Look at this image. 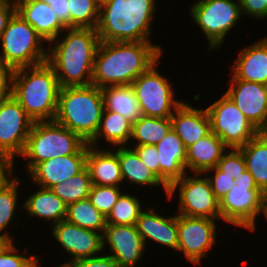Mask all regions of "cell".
Segmentation results:
<instances>
[{"label":"cell","mask_w":267,"mask_h":267,"mask_svg":"<svg viewBox=\"0 0 267 267\" xmlns=\"http://www.w3.org/2000/svg\"><path fill=\"white\" fill-rule=\"evenodd\" d=\"M70 27L113 29L117 24L98 5L97 0H68Z\"/></svg>","instance_id":"cell-28"},{"label":"cell","mask_w":267,"mask_h":267,"mask_svg":"<svg viewBox=\"0 0 267 267\" xmlns=\"http://www.w3.org/2000/svg\"><path fill=\"white\" fill-rule=\"evenodd\" d=\"M132 121L121 114L104 110L95 137L88 143L97 148V143L103 138L114 147L128 146L132 133Z\"/></svg>","instance_id":"cell-29"},{"label":"cell","mask_w":267,"mask_h":267,"mask_svg":"<svg viewBox=\"0 0 267 267\" xmlns=\"http://www.w3.org/2000/svg\"><path fill=\"white\" fill-rule=\"evenodd\" d=\"M34 121L14 99L6 98L0 105V158L21 156Z\"/></svg>","instance_id":"cell-12"},{"label":"cell","mask_w":267,"mask_h":267,"mask_svg":"<svg viewBox=\"0 0 267 267\" xmlns=\"http://www.w3.org/2000/svg\"><path fill=\"white\" fill-rule=\"evenodd\" d=\"M172 129L170 118L148 117L142 115L132 123V133L130 141L134 139L137 144L156 145Z\"/></svg>","instance_id":"cell-32"},{"label":"cell","mask_w":267,"mask_h":267,"mask_svg":"<svg viewBox=\"0 0 267 267\" xmlns=\"http://www.w3.org/2000/svg\"><path fill=\"white\" fill-rule=\"evenodd\" d=\"M155 1L97 0V3L116 24H141L154 17Z\"/></svg>","instance_id":"cell-25"},{"label":"cell","mask_w":267,"mask_h":267,"mask_svg":"<svg viewBox=\"0 0 267 267\" xmlns=\"http://www.w3.org/2000/svg\"><path fill=\"white\" fill-rule=\"evenodd\" d=\"M265 218L267 220V195H266V206H265Z\"/></svg>","instance_id":"cell-51"},{"label":"cell","mask_w":267,"mask_h":267,"mask_svg":"<svg viewBox=\"0 0 267 267\" xmlns=\"http://www.w3.org/2000/svg\"><path fill=\"white\" fill-rule=\"evenodd\" d=\"M44 42L36 30L15 12L0 37V60L14 69L44 63L48 50L43 46Z\"/></svg>","instance_id":"cell-6"},{"label":"cell","mask_w":267,"mask_h":267,"mask_svg":"<svg viewBox=\"0 0 267 267\" xmlns=\"http://www.w3.org/2000/svg\"><path fill=\"white\" fill-rule=\"evenodd\" d=\"M114 152L118 155L121 175L124 180L131 184L140 186H163L165 193L168 194V188L165 184L153 174L140 160L139 156L132 147L118 146Z\"/></svg>","instance_id":"cell-27"},{"label":"cell","mask_w":267,"mask_h":267,"mask_svg":"<svg viewBox=\"0 0 267 267\" xmlns=\"http://www.w3.org/2000/svg\"><path fill=\"white\" fill-rule=\"evenodd\" d=\"M59 90L56 73L47 62L14 71L12 96L34 122L54 120Z\"/></svg>","instance_id":"cell-3"},{"label":"cell","mask_w":267,"mask_h":267,"mask_svg":"<svg viewBox=\"0 0 267 267\" xmlns=\"http://www.w3.org/2000/svg\"><path fill=\"white\" fill-rule=\"evenodd\" d=\"M16 12V4L13 1L0 0V37L6 29L7 23Z\"/></svg>","instance_id":"cell-46"},{"label":"cell","mask_w":267,"mask_h":267,"mask_svg":"<svg viewBox=\"0 0 267 267\" xmlns=\"http://www.w3.org/2000/svg\"><path fill=\"white\" fill-rule=\"evenodd\" d=\"M203 176L201 173H194L193 176L186 173L168 187L167 197L170 199L179 190V215L220 220L219 200L208 178L205 174Z\"/></svg>","instance_id":"cell-10"},{"label":"cell","mask_w":267,"mask_h":267,"mask_svg":"<svg viewBox=\"0 0 267 267\" xmlns=\"http://www.w3.org/2000/svg\"><path fill=\"white\" fill-rule=\"evenodd\" d=\"M15 69L0 60V91H12Z\"/></svg>","instance_id":"cell-47"},{"label":"cell","mask_w":267,"mask_h":267,"mask_svg":"<svg viewBox=\"0 0 267 267\" xmlns=\"http://www.w3.org/2000/svg\"><path fill=\"white\" fill-rule=\"evenodd\" d=\"M87 142L56 121L34 122L21 157L29 174L39 163L78 153Z\"/></svg>","instance_id":"cell-5"},{"label":"cell","mask_w":267,"mask_h":267,"mask_svg":"<svg viewBox=\"0 0 267 267\" xmlns=\"http://www.w3.org/2000/svg\"><path fill=\"white\" fill-rule=\"evenodd\" d=\"M239 149L244 155L246 168L254 178L257 187L267 195V137L259 132Z\"/></svg>","instance_id":"cell-30"},{"label":"cell","mask_w":267,"mask_h":267,"mask_svg":"<svg viewBox=\"0 0 267 267\" xmlns=\"http://www.w3.org/2000/svg\"><path fill=\"white\" fill-rule=\"evenodd\" d=\"M51 231L54 239L72 256L62 265L98 256L103 251L102 233L79 227L66 219L53 225Z\"/></svg>","instance_id":"cell-15"},{"label":"cell","mask_w":267,"mask_h":267,"mask_svg":"<svg viewBox=\"0 0 267 267\" xmlns=\"http://www.w3.org/2000/svg\"><path fill=\"white\" fill-rule=\"evenodd\" d=\"M41 267V266H40ZM58 267H70L69 265H60V266H58Z\"/></svg>","instance_id":"cell-52"},{"label":"cell","mask_w":267,"mask_h":267,"mask_svg":"<svg viewBox=\"0 0 267 267\" xmlns=\"http://www.w3.org/2000/svg\"><path fill=\"white\" fill-rule=\"evenodd\" d=\"M92 183L90 173L85 167L68 181H63L50 188L67 206L88 198Z\"/></svg>","instance_id":"cell-34"},{"label":"cell","mask_w":267,"mask_h":267,"mask_svg":"<svg viewBox=\"0 0 267 267\" xmlns=\"http://www.w3.org/2000/svg\"><path fill=\"white\" fill-rule=\"evenodd\" d=\"M110 30L69 27L62 36L64 39L57 37L48 43L46 62L56 73L60 88L92 84L96 50Z\"/></svg>","instance_id":"cell-2"},{"label":"cell","mask_w":267,"mask_h":267,"mask_svg":"<svg viewBox=\"0 0 267 267\" xmlns=\"http://www.w3.org/2000/svg\"><path fill=\"white\" fill-rule=\"evenodd\" d=\"M103 250L109 245L110 256L119 267H135L140 262L146 246L136 225L107 224L102 234Z\"/></svg>","instance_id":"cell-16"},{"label":"cell","mask_w":267,"mask_h":267,"mask_svg":"<svg viewBox=\"0 0 267 267\" xmlns=\"http://www.w3.org/2000/svg\"><path fill=\"white\" fill-rule=\"evenodd\" d=\"M104 110L121 114L135 122L142 116L135 92L131 85L108 86L101 88Z\"/></svg>","instance_id":"cell-31"},{"label":"cell","mask_w":267,"mask_h":267,"mask_svg":"<svg viewBox=\"0 0 267 267\" xmlns=\"http://www.w3.org/2000/svg\"><path fill=\"white\" fill-rule=\"evenodd\" d=\"M9 242V240L3 235L0 234V250Z\"/></svg>","instance_id":"cell-49"},{"label":"cell","mask_w":267,"mask_h":267,"mask_svg":"<svg viewBox=\"0 0 267 267\" xmlns=\"http://www.w3.org/2000/svg\"><path fill=\"white\" fill-rule=\"evenodd\" d=\"M170 120L172 130L181 138L186 148L211 132L206 108H193L185 101L176 108Z\"/></svg>","instance_id":"cell-19"},{"label":"cell","mask_w":267,"mask_h":267,"mask_svg":"<svg viewBox=\"0 0 267 267\" xmlns=\"http://www.w3.org/2000/svg\"><path fill=\"white\" fill-rule=\"evenodd\" d=\"M228 151V153H227ZM217 168L235 180L240 174L244 173L246 168V161L240 149L229 148L223 153Z\"/></svg>","instance_id":"cell-39"},{"label":"cell","mask_w":267,"mask_h":267,"mask_svg":"<svg viewBox=\"0 0 267 267\" xmlns=\"http://www.w3.org/2000/svg\"><path fill=\"white\" fill-rule=\"evenodd\" d=\"M261 133L267 137V124L266 126L262 129Z\"/></svg>","instance_id":"cell-50"},{"label":"cell","mask_w":267,"mask_h":267,"mask_svg":"<svg viewBox=\"0 0 267 267\" xmlns=\"http://www.w3.org/2000/svg\"><path fill=\"white\" fill-rule=\"evenodd\" d=\"M14 163L15 161L0 158V192L16 178L12 177Z\"/></svg>","instance_id":"cell-45"},{"label":"cell","mask_w":267,"mask_h":267,"mask_svg":"<svg viewBox=\"0 0 267 267\" xmlns=\"http://www.w3.org/2000/svg\"><path fill=\"white\" fill-rule=\"evenodd\" d=\"M137 230L141 235L145 246L148 240L162 244L177 251L178 228L177 215L171 217L160 216L155 208L149 211L143 210L136 223Z\"/></svg>","instance_id":"cell-21"},{"label":"cell","mask_w":267,"mask_h":267,"mask_svg":"<svg viewBox=\"0 0 267 267\" xmlns=\"http://www.w3.org/2000/svg\"><path fill=\"white\" fill-rule=\"evenodd\" d=\"M16 177L7 187L0 192V234H3L9 241H13L9 233L5 231L6 227L12 223V219L16 215L18 203V188L21 180ZM4 233H1V232Z\"/></svg>","instance_id":"cell-36"},{"label":"cell","mask_w":267,"mask_h":267,"mask_svg":"<svg viewBox=\"0 0 267 267\" xmlns=\"http://www.w3.org/2000/svg\"><path fill=\"white\" fill-rule=\"evenodd\" d=\"M152 21L153 17L141 24H117L103 35L94 58V86L131 85L162 57V47L149 40Z\"/></svg>","instance_id":"cell-1"},{"label":"cell","mask_w":267,"mask_h":267,"mask_svg":"<svg viewBox=\"0 0 267 267\" xmlns=\"http://www.w3.org/2000/svg\"><path fill=\"white\" fill-rule=\"evenodd\" d=\"M87 143L78 153L51 158L39 163L30 173L31 180L36 186L50 189L54 185L80 173L86 167Z\"/></svg>","instance_id":"cell-17"},{"label":"cell","mask_w":267,"mask_h":267,"mask_svg":"<svg viewBox=\"0 0 267 267\" xmlns=\"http://www.w3.org/2000/svg\"><path fill=\"white\" fill-rule=\"evenodd\" d=\"M86 167L92 185L120 187L123 182L118 155L113 150L89 146Z\"/></svg>","instance_id":"cell-23"},{"label":"cell","mask_w":267,"mask_h":267,"mask_svg":"<svg viewBox=\"0 0 267 267\" xmlns=\"http://www.w3.org/2000/svg\"><path fill=\"white\" fill-rule=\"evenodd\" d=\"M16 12L48 43L61 37L67 28L52 7L42 0H17Z\"/></svg>","instance_id":"cell-18"},{"label":"cell","mask_w":267,"mask_h":267,"mask_svg":"<svg viewBox=\"0 0 267 267\" xmlns=\"http://www.w3.org/2000/svg\"><path fill=\"white\" fill-rule=\"evenodd\" d=\"M27 252L24 250V255L20 254L14 241H9L0 250V267H34L39 262V257L36 254L25 256Z\"/></svg>","instance_id":"cell-38"},{"label":"cell","mask_w":267,"mask_h":267,"mask_svg":"<svg viewBox=\"0 0 267 267\" xmlns=\"http://www.w3.org/2000/svg\"><path fill=\"white\" fill-rule=\"evenodd\" d=\"M98 255L76 260L69 264L70 267H119L110 255Z\"/></svg>","instance_id":"cell-43"},{"label":"cell","mask_w":267,"mask_h":267,"mask_svg":"<svg viewBox=\"0 0 267 267\" xmlns=\"http://www.w3.org/2000/svg\"><path fill=\"white\" fill-rule=\"evenodd\" d=\"M104 109L101 88L93 84L62 87L54 121L89 143L97 133Z\"/></svg>","instance_id":"cell-4"},{"label":"cell","mask_w":267,"mask_h":267,"mask_svg":"<svg viewBox=\"0 0 267 267\" xmlns=\"http://www.w3.org/2000/svg\"><path fill=\"white\" fill-rule=\"evenodd\" d=\"M190 8L192 20L208 39L209 51L219 50L227 33L242 17L239 0H197Z\"/></svg>","instance_id":"cell-9"},{"label":"cell","mask_w":267,"mask_h":267,"mask_svg":"<svg viewBox=\"0 0 267 267\" xmlns=\"http://www.w3.org/2000/svg\"><path fill=\"white\" fill-rule=\"evenodd\" d=\"M216 220L209 218L188 217L177 214L178 246L177 251L193 264H202L201 259L207 257L217 241Z\"/></svg>","instance_id":"cell-13"},{"label":"cell","mask_w":267,"mask_h":267,"mask_svg":"<svg viewBox=\"0 0 267 267\" xmlns=\"http://www.w3.org/2000/svg\"><path fill=\"white\" fill-rule=\"evenodd\" d=\"M121 194L120 187L92 185L88 198L107 217Z\"/></svg>","instance_id":"cell-37"},{"label":"cell","mask_w":267,"mask_h":267,"mask_svg":"<svg viewBox=\"0 0 267 267\" xmlns=\"http://www.w3.org/2000/svg\"><path fill=\"white\" fill-rule=\"evenodd\" d=\"M133 149L139 156L141 162L160 179L159 154L155 145L134 146Z\"/></svg>","instance_id":"cell-41"},{"label":"cell","mask_w":267,"mask_h":267,"mask_svg":"<svg viewBox=\"0 0 267 267\" xmlns=\"http://www.w3.org/2000/svg\"><path fill=\"white\" fill-rule=\"evenodd\" d=\"M48 3L56 16L60 19V21L67 27H70V11L68 0H42Z\"/></svg>","instance_id":"cell-44"},{"label":"cell","mask_w":267,"mask_h":267,"mask_svg":"<svg viewBox=\"0 0 267 267\" xmlns=\"http://www.w3.org/2000/svg\"><path fill=\"white\" fill-rule=\"evenodd\" d=\"M210 171L213 172L214 176H211V174L209 176ZM205 174L210 182L212 191L218 200H221L234 185L235 180L222 173L217 167L206 171Z\"/></svg>","instance_id":"cell-40"},{"label":"cell","mask_w":267,"mask_h":267,"mask_svg":"<svg viewBox=\"0 0 267 267\" xmlns=\"http://www.w3.org/2000/svg\"><path fill=\"white\" fill-rule=\"evenodd\" d=\"M242 15L259 19L267 18V0H239Z\"/></svg>","instance_id":"cell-42"},{"label":"cell","mask_w":267,"mask_h":267,"mask_svg":"<svg viewBox=\"0 0 267 267\" xmlns=\"http://www.w3.org/2000/svg\"><path fill=\"white\" fill-rule=\"evenodd\" d=\"M12 96V91H0V105L8 97Z\"/></svg>","instance_id":"cell-48"},{"label":"cell","mask_w":267,"mask_h":267,"mask_svg":"<svg viewBox=\"0 0 267 267\" xmlns=\"http://www.w3.org/2000/svg\"><path fill=\"white\" fill-rule=\"evenodd\" d=\"M37 187L39 190L29 195L21 208L30 216L46 219L53 225L65 220L67 205L50 189Z\"/></svg>","instance_id":"cell-26"},{"label":"cell","mask_w":267,"mask_h":267,"mask_svg":"<svg viewBox=\"0 0 267 267\" xmlns=\"http://www.w3.org/2000/svg\"><path fill=\"white\" fill-rule=\"evenodd\" d=\"M66 220L102 234L107 226L106 217L94 207L89 198L68 205Z\"/></svg>","instance_id":"cell-33"},{"label":"cell","mask_w":267,"mask_h":267,"mask_svg":"<svg viewBox=\"0 0 267 267\" xmlns=\"http://www.w3.org/2000/svg\"><path fill=\"white\" fill-rule=\"evenodd\" d=\"M228 148L223 141L213 132L201 138L194 144L187 147L186 151V171L193 173H205L217 167L223 153Z\"/></svg>","instance_id":"cell-24"},{"label":"cell","mask_w":267,"mask_h":267,"mask_svg":"<svg viewBox=\"0 0 267 267\" xmlns=\"http://www.w3.org/2000/svg\"><path fill=\"white\" fill-rule=\"evenodd\" d=\"M225 94L253 126L261 132L267 124V85L230 79L229 89Z\"/></svg>","instance_id":"cell-14"},{"label":"cell","mask_w":267,"mask_h":267,"mask_svg":"<svg viewBox=\"0 0 267 267\" xmlns=\"http://www.w3.org/2000/svg\"><path fill=\"white\" fill-rule=\"evenodd\" d=\"M160 161V180L168 188L186 173V151L181 138L171 129L156 145Z\"/></svg>","instance_id":"cell-20"},{"label":"cell","mask_w":267,"mask_h":267,"mask_svg":"<svg viewBox=\"0 0 267 267\" xmlns=\"http://www.w3.org/2000/svg\"><path fill=\"white\" fill-rule=\"evenodd\" d=\"M266 195L257 187L248 170L235 178L230 191L219 200L220 219L255 231L256 219L265 215Z\"/></svg>","instance_id":"cell-7"},{"label":"cell","mask_w":267,"mask_h":267,"mask_svg":"<svg viewBox=\"0 0 267 267\" xmlns=\"http://www.w3.org/2000/svg\"><path fill=\"white\" fill-rule=\"evenodd\" d=\"M158 59L132 83L141 113L148 117L171 118L183 102L174 97L172 84L157 69Z\"/></svg>","instance_id":"cell-8"},{"label":"cell","mask_w":267,"mask_h":267,"mask_svg":"<svg viewBox=\"0 0 267 267\" xmlns=\"http://www.w3.org/2000/svg\"><path fill=\"white\" fill-rule=\"evenodd\" d=\"M144 208L138 197L122 192L116 204L106 217L107 224L136 225Z\"/></svg>","instance_id":"cell-35"},{"label":"cell","mask_w":267,"mask_h":267,"mask_svg":"<svg viewBox=\"0 0 267 267\" xmlns=\"http://www.w3.org/2000/svg\"><path fill=\"white\" fill-rule=\"evenodd\" d=\"M206 110L211 132L216 134L229 149L243 147L259 133L226 94L214 101Z\"/></svg>","instance_id":"cell-11"},{"label":"cell","mask_w":267,"mask_h":267,"mask_svg":"<svg viewBox=\"0 0 267 267\" xmlns=\"http://www.w3.org/2000/svg\"><path fill=\"white\" fill-rule=\"evenodd\" d=\"M238 53L230 78L267 85V36Z\"/></svg>","instance_id":"cell-22"}]
</instances>
